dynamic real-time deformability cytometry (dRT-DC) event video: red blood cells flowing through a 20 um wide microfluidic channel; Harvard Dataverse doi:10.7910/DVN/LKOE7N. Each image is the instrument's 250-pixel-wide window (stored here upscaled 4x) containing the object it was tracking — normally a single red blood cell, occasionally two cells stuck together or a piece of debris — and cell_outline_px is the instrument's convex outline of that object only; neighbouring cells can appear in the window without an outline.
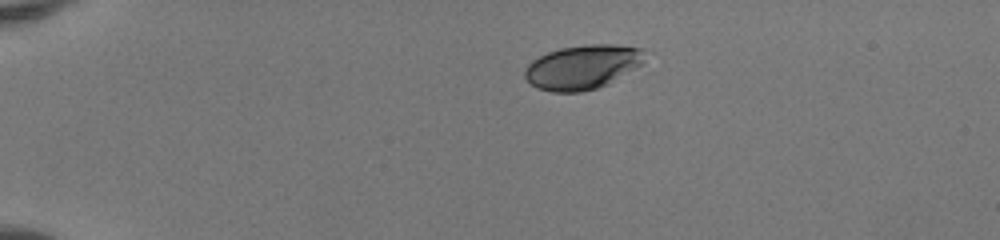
{"species": "human", "species_latin": "Homo sapiens", "temperature_condition": "room temperature", "stored_images_in_passage": 40, "camera_frame_rate_fps": 3000, "um_per_image_px": 0.085, "donor": {"sex": "female"}, "frame": {"image": 1, "passage_image": 1, "time_ms": 0.0, "image_size_px": [1000, 240], "cell_outline_px": [[644, 64], [608, 84], [596, 88], [580, 92], [552, 92], [536, 88], [524, 76], [524, 68], [532, 60], [548, 52], [560, 48], [584, 44], [616, 44], [640, 48], [644, 60]], "centroid_in_image_um": [49.5, 5.7], "position_along_channel_um": 35.5, "area_um2": 31.04}}
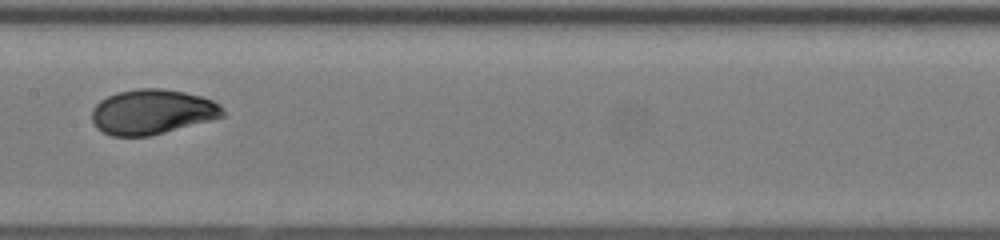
{"frame": {"image": 2, "passage_image": 18, "time_ms": 5.667, "image_size_px": [1000, 240], "cell_outline_px": [[224, 116], [212, 120], [148, 136], [112, 136], [96, 128], [92, 124], [92, 108], [100, 100], [116, 92], [136, 88], [160, 88], [184, 92], [200, 96], [212, 100], [224, 112]], "centroid_in_image_um": [12.88, 9.5], "position_along_channel_um": 194.5, "area_um2": 34.16}}
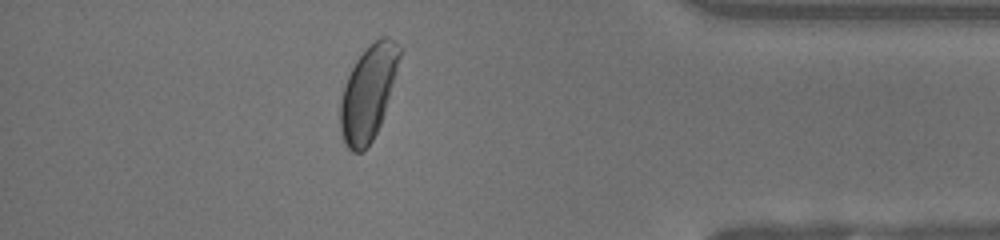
{"frame": {"image": 3, "passage_image": 35, "time_ms": 11.333, "image_size_px": [1000, 240], "cell_outline_px": [[400, 56], [396, 72], [384, 112], [380, 124], [372, 140], [360, 152], [352, 152], [344, 144], [340, 132], [340, 104], [344, 88], [348, 76], [356, 60], [368, 44], [380, 36], [388, 36], [400, 48]], "centroid_in_image_um": [31.27, 7.87], "position_along_channel_um": 403.9, "area_um2": 32.08}, "authors_computed_cell_mechanics": {"area_um2": 33.7263, "velocity_mm_per_s": 4.1402, "shape_relaxation_time_tau1_ms": 3.2451, "shape_relaxation_time_tau2_ms": null, "deformation_change_tau1": 0.1535, "deformation_change_tau2": null}}